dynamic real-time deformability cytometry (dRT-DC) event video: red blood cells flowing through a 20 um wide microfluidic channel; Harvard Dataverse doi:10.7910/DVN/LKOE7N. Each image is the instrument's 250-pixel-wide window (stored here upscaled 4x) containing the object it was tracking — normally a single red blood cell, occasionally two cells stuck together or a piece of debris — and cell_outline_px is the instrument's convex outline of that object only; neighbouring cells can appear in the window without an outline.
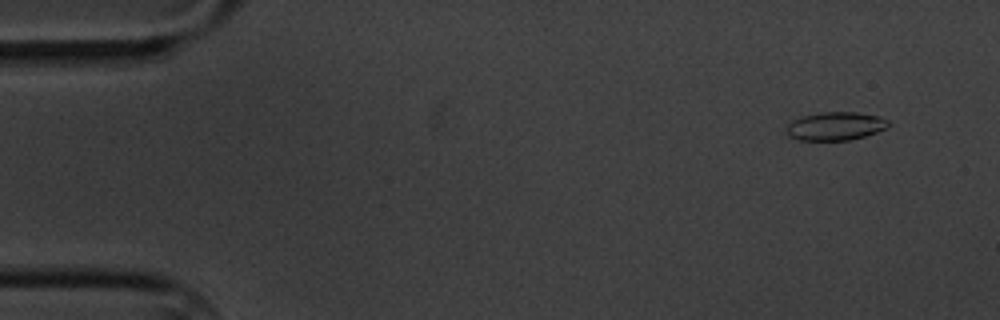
{"species": "common noctule bat (a hibernating species)", "species_latin": "Nyctalus noctula", "temperature_condition": "cold", "stored_images_in_passage": 7, "camera_frame_rate_fps": 3000, "um_per_image_px": 0.085, "animal": {"sex": "male", "body_mass_g": 20.1, "forearm_length_mm": 53.5}, "frame": {"image": 1, "passage_image": 2, "time_ms": 1.333, "image_size_px": [1000, 320], "cell_outline_px": [[888, 128], [864, 136], [848, 140], [800, 140], [788, 136], [784, 132], [788, 124], [792, 120], [804, 116], [820, 112], [856, 112], [876, 116], [888, 120]], "centroid_in_image_um": [70.97, 10.72], "position_along_channel_um": 14.0, "area_um2": 16.76}}
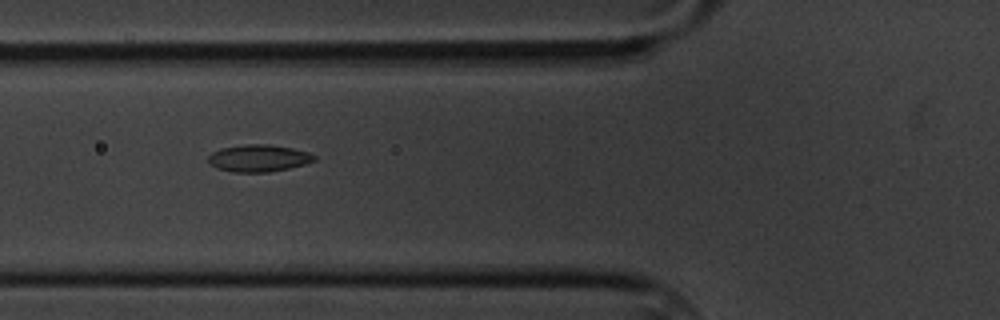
{"frame": {"image": 2, "passage_image": 7, "time_ms": 7.0, "image_size_px": [1000, 320], "cell_outline_px": [[316, 160], [304, 164], [288, 168], [268, 172], [232, 172], [216, 168], [208, 164], [208, 156], [212, 152], [220, 148], [244, 144], [268, 144], [292, 148], [308, 152], [316, 156]], "centroid_in_image_um": [21.94, 13.44], "position_along_channel_um": 103.9, "area_um2": 16.82}}